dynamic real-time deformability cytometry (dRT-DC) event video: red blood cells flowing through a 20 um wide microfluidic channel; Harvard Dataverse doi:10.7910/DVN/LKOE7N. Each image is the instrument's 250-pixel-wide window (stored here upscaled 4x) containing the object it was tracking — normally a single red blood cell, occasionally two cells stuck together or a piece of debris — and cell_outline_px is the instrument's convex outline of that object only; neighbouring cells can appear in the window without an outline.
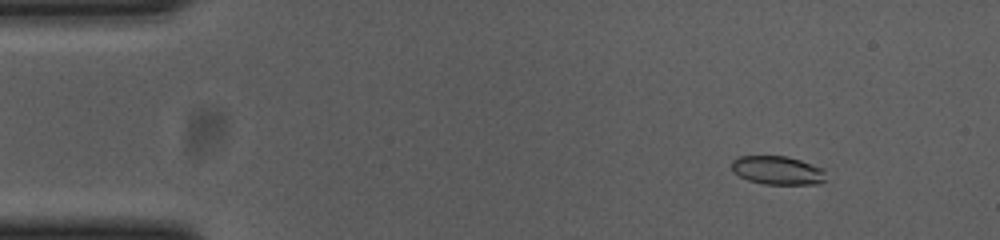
{"species": "common noctule bat (a hibernating species)", "species_latin": "Nyctalus noctula", "temperature_condition": "cold", "stored_images_in_passage": 55, "camera_frame_rate_fps": 3000, "um_per_image_px": 0.085, "animal": {"sex": "female", "body_mass_g": 23.0, "forearm_length_mm": 53.4}, "frame": {"image": 1, "passage_image": 6, "time_ms": 1.667, "image_size_px": [1000, 240], "cell_outline_px": [[824, 180], [820, 184], [764, 184], [748, 180], [740, 176], [732, 168], [732, 160], [736, 156], [788, 156], [824, 168]], "centroid_in_image_um": [66.1, 14.47], "position_along_channel_um": 18.9, "area_um2": 15.66}}
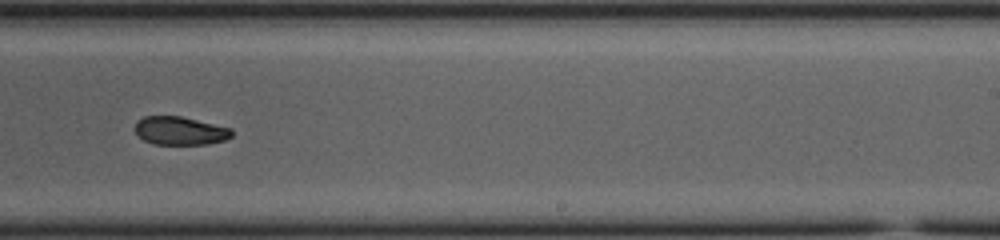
{"frame": {"image": 2, "passage_image": 34, "time_ms": 11.0, "image_size_px": [1000, 240], "cell_outline_px": [[232, 136], [224, 140], [208, 144], [152, 144], [144, 140], [136, 132], [136, 120], [144, 116], [180, 116], [232, 128]], "centroid_in_image_um": [15.31, 11.11], "position_along_channel_um": 273.7, "area_um2": 15.9}}
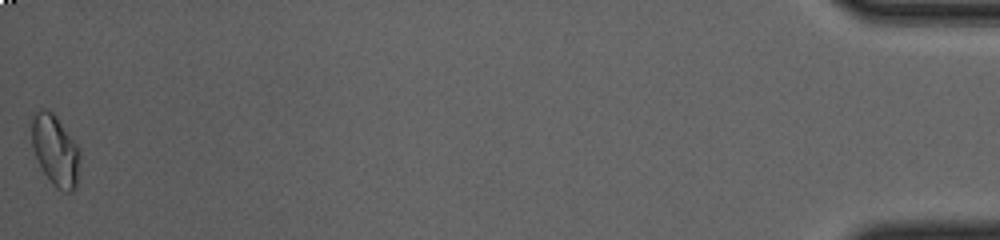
{"frame": {"image": 3, "passage_image": 55, "time_ms": 18.0, "image_size_px": [1000, 240], "cell_outline_px": [[80, 156], [76, 188], [72, 192], [64, 192], [52, 184], [44, 172], [36, 156], [32, 144], [32, 120], [36, 112], [40, 108], [44, 108], [52, 112], [56, 116], [80, 148]], "centroid_in_image_um": [4.73, 12.79], "position_along_channel_um": 430.5, "area_um2": 19.77}, "authors_computed_cell_mechanics": {"area_um2": 17.1666, "velocity_mm_per_s": 3.6823, "shape_relaxation_time_tau1_ms": null, "shape_relaxation_time_tau2_ms": 4.1257, "deformation_change_tau1": null, "deformation_change_tau2": 0.0761}}